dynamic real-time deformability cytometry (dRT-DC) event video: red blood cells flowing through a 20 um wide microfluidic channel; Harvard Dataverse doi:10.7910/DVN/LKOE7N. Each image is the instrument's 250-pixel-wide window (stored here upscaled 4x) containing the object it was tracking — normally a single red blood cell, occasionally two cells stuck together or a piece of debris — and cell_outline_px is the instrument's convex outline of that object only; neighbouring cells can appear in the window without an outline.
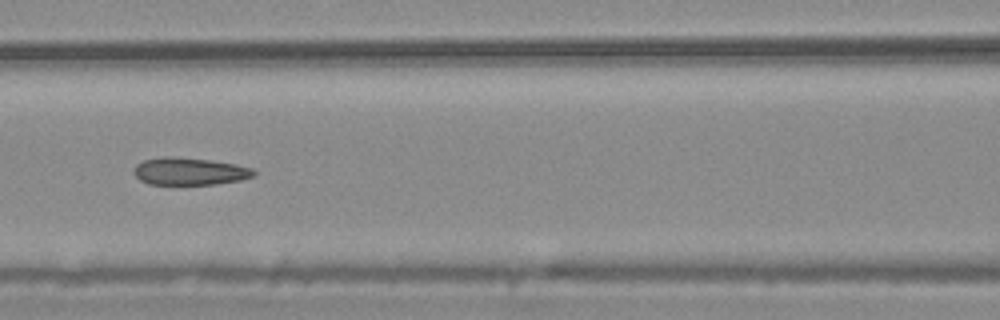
{"species": "common noctule bat (a hibernating species)", "species_latin": "Nyctalus noctula", "temperature_condition": "warm", "stored_images_in_passage": 6, "camera_frame_rate_fps": 3000, "um_per_image_px": 0.085, "animal": {"sex": "male", "body_mass_g": 20.4}, "frame": {"image": 1, "passage_image": 6, "time_ms": 1.667, "image_size_px": [1000, 320], "cell_outline_px": [[256, 172], [252, 176], [240, 180], [216, 184], [148, 184], [140, 180], [132, 172], [132, 168], [136, 164], [144, 160], [164, 156], [172, 156], [212, 160], [236, 164], [252, 168]], "centroid_in_image_um": [16.07, 14.55], "position_along_channel_um": 150.5, "area_um2": 19.25}}